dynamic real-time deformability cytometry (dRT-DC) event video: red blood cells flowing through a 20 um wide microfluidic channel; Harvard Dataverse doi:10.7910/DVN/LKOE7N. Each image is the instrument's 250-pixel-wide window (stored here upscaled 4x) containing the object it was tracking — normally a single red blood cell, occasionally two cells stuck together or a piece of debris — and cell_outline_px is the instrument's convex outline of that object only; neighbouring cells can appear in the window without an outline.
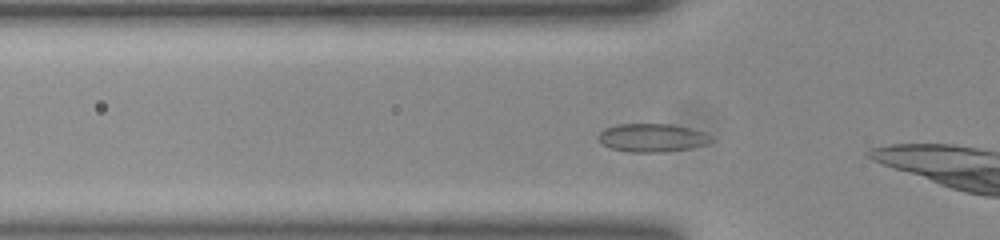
{"species": "common noctule bat (a hibernating species)", "species_latin": "Nyctalus noctula", "temperature_condition": "room temperature", "stored_images_in_passage": 6, "camera_frame_rate_fps": 3000, "um_per_image_px": 0.085, "animal": {"sex": "female", "body_mass_g": 23.0, "forearm_length_mm": 53.4}, "frame": {"image": 1, "passage_image": 4, "time_ms": 1.0, "image_size_px": [1000, 240], "cell_outline_px": [[712, 140], [708, 144], [688, 148], [660, 152], [628, 152], [612, 148], [596, 140], [596, 136], [604, 128], [616, 124], [672, 124], [692, 128], [704, 132]], "centroid_in_image_um": [55.38, 11.7], "position_along_channel_um": 70.4, "area_um2": 18.61}}